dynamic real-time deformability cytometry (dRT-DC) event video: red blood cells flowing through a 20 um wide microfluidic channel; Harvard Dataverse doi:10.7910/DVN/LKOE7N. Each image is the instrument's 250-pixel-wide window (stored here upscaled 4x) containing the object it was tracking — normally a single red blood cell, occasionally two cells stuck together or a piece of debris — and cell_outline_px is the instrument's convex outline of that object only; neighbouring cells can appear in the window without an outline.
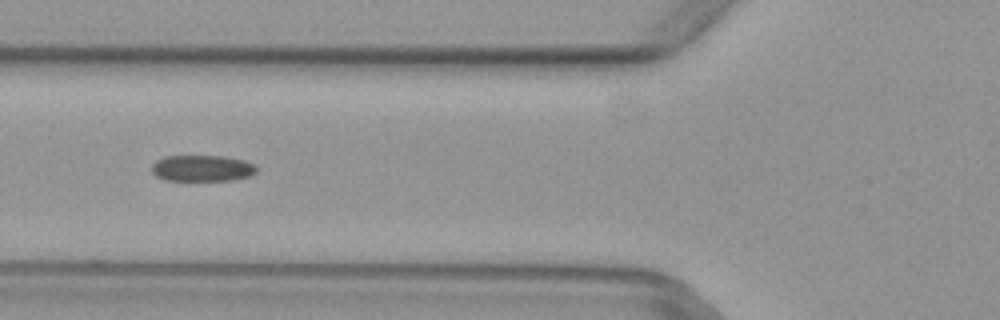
{"species": "common noctule bat (a hibernating species)", "species_latin": "Nyctalus noctula", "temperature_condition": "warm", "stored_images_in_passage": 7, "camera_frame_rate_fps": 3000, "um_per_image_px": 0.085, "animal": {"sex": "female", "body_mass_g": 29.2, "forearm_length_mm": 56.3}, "frame": {"image": 1, "passage_image": 6, "time_ms": 1.667, "image_size_px": [1000, 320], "cell_outline_px": [[256, 172], [248, 176], [232, 180], [164, 180], [156, 176], [152, 172], [152, 164], [156, 160], [164, 156], [224, 156], [244, 160], [256, 164]], "centroid_in_image_um": [17.17, 14.29], "position_along_channel_um": 108.6, "area_um2": 16.07}}